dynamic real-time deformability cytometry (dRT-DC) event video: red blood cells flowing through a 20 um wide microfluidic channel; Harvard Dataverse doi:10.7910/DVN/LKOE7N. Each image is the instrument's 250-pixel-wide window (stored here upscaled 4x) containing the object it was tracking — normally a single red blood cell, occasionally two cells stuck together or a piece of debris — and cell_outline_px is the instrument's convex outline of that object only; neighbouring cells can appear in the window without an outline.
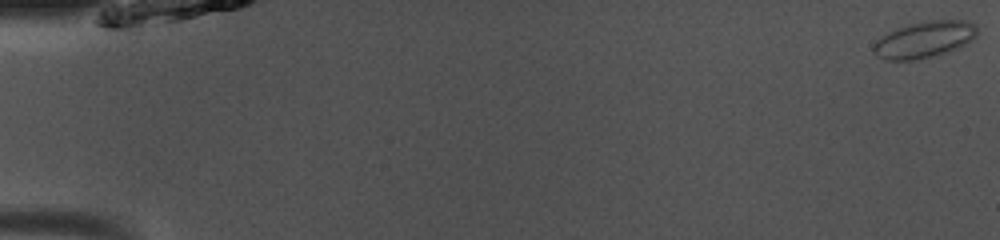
{"species": "common noctule bat (a hibernating species)", "species_latin": "Nyctalus noctula", "temperature_condition": "room temperature", "stored_images_in_passage": 50, "camera_frame_rate_fps": 3000, "um_per_image_px": 0.085, "animal": {"sex": "male", "body_mass_g": 13.0, "forearm_length_mm": 53.1}, "frame": {"image": 1, "passage_image": 1, "time_ms": 0.0, "image_size_px": [1000, 240], "cell_outline_px": [[976, 36], [964, 44], [940, 56], [916, 60], [884, 60], [876, 56], [872, 52], [872, 48], [876, 40], [888, 32], [896, 28], [924, 20], [964, 20], [976, 24]], "centroid_in_image_um": [78.53, 3.38], "position_along_channel_um": 6.5, "area_um2": 22.31}}
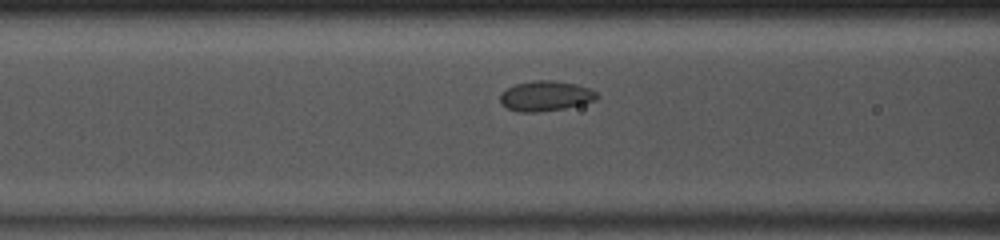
{"frame": {"image": 2, "passage_image": 21, "time_ms": 6.667, "image_size_px": [1000, 240], "cell_outline_px": [[600, 96], [596, 100], [564, 108], [540, 112], [520, 112], [508, 108], [500, 104], [500, 92], [516, 84], [536, 80], [552, 80], [576, 84], [592, 88]], "centroid_in_image_um": [46.38, 8.15], "position_along_channel_um": 120.2, "area_um2": 17.05}}
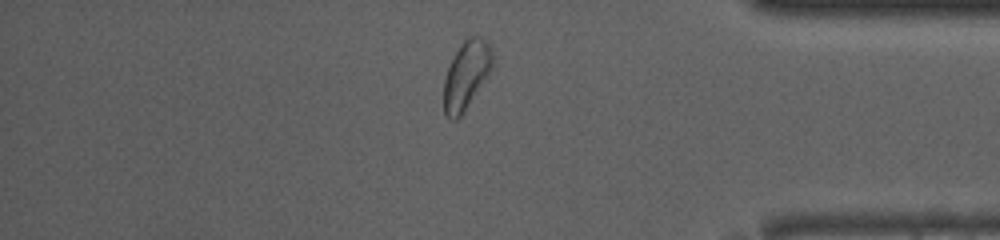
{"frame": {"image": 3, "passage_image": 43, "time_ms": 14.0, "image_size_px": [1000, 240], "cell_outline_px": [[492, 68], [488, 76], [464, 112], [456, 120], [448, 120], [444, 116], [444, 80], [448, 68], [460, 44], [468, 36], [480, 36], [488, 40], [492, 48]], "centroid_in_image_um": [39.64, 6.38], "position_along_channel_um": 395.6, "area_um2": 19.54}, "authors_computed_cell_mechanics": {"area_um2": 17.3689, "velocity_mm_per_s": 4.0378, "shape_relaxation_time_tau1_ms": null, "shape_relaxation_time_tau2_ms": 1.4504, "deformation_change_tau1": null, "deformation_change_tau2": 0.0418}}